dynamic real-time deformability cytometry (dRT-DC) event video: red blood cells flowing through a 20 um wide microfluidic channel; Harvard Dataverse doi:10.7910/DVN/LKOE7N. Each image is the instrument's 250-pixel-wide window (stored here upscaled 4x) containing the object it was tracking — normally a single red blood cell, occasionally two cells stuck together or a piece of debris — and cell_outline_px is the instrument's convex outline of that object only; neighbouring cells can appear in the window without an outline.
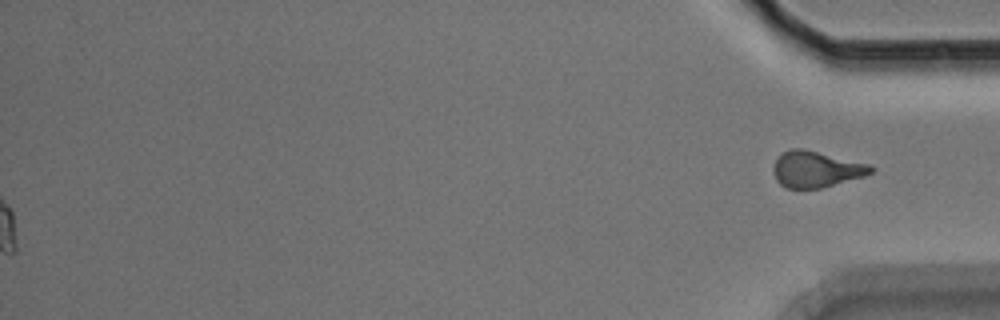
{"species": "Egyptian fruit bat (a non-hibernating species)", "species_latin": "Rousettus aegyptiacus", "temperature_condition": "room temperature", "stored_images_in_passage": 55, "segment_of_instrument_passage": [2, 2], "camera_frame_rate_fps": 3000, "um_per_image_px": 0.085, "animal": {"sex": "male"}, "frame": {"image": 1, "passage_image": 55, "time_ms": 18.0, "image_size_px": [1000, 320], "cell_outline_px": [[876, 168], [872, 172], [864, 176], [820, 188], [788, 188], [780, 184], [776, 180], [772, 172], [772, 168], [776, 160], [784, 152], [792, 148], [804, 148], [872, 164]], "centroid_in_image_um": [69.39, 14.37], "position_along_channel_um": 365.8, "area_um2": 20.69}}